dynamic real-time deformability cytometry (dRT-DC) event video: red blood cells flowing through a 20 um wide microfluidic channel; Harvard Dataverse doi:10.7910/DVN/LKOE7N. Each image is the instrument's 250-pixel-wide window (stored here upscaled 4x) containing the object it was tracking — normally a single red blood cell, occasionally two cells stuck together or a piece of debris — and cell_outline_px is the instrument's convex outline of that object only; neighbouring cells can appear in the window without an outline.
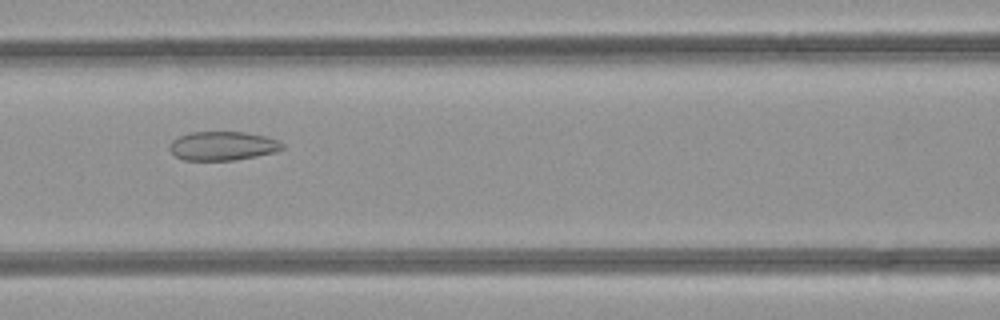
{"species": "common noctule bat (a hibernating species)", "species_latin": "Nyctalus noctula", "temperature_condition": "room temperature", "stored_images_in_passage": 34, "camera_frame_rate_fps": 3000, "um_per_image_px": 0.085, "animal": {"sex": "female", "body_mass_g": 21.9}, "frame": {"image": 1, "passage_image": 7, "time_ms": 2.0, "image_size_px": [1000, 320], "cell_outline_px": [[284, 148], [276, 152], [236, 160], [184, 160], [176, 156], [168, 148], [172, 140], [180, 136], [192, 132], [244, 132], [264, 136], [276, 140], [284, 144]], "centroid_in_image_um": [18.93, 12.41], "position_along_channel_um": 147.7, "area_um2": 18.9}}
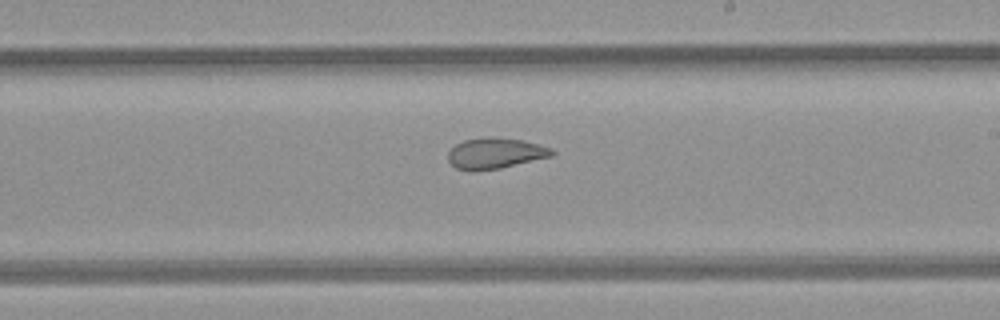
{"frame": {"image": 2, "passage_image": 14, "time_ms": 4.333, "image_size_px": [1000, 320], "cell_outline_px": [[556, 152], [552, 156], [500, 168], [476, 172], [468, 172], [456, 168], [448, 160], [448, 152], [456, 144], [464, 140], [496, 136], [524, 140], [552, 148]], "centroid_in_image_um": [42.09, 13.04], "position_along_channel_um": 246.9, "area_um2": 18.9}}
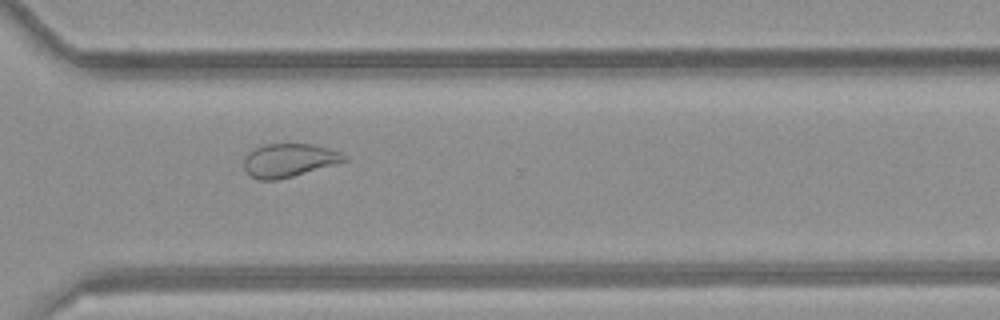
{"frame": {"image": 3, "passage_image": 21, "time_ms": 6.667, "image_size_px": [1000, 320], "cell_outline_px": [[348, 160], [292, 176], [276, 180], [260, 180], [252, 176], [244, 168], [244, 156], [248, 152], [264, 144], [312, 144], [328, 148], [340, 152], [348, 156]], "centroid_in_image_um": [24.56, 13.61], "position_along_channel_um": 346.0, "area_um2": 19.31}, "authors_computed_cell_mechanics": {"area_um2": 20.6924, "velocity_mm_per_s": 4.2755, "shape_relaxation_time_tau1_ms": null, "shape_relaxation_time_tau2_ms": 1.8049, "deformation_change_tau1": null, "deformation_change_tau2": 0.0867}}